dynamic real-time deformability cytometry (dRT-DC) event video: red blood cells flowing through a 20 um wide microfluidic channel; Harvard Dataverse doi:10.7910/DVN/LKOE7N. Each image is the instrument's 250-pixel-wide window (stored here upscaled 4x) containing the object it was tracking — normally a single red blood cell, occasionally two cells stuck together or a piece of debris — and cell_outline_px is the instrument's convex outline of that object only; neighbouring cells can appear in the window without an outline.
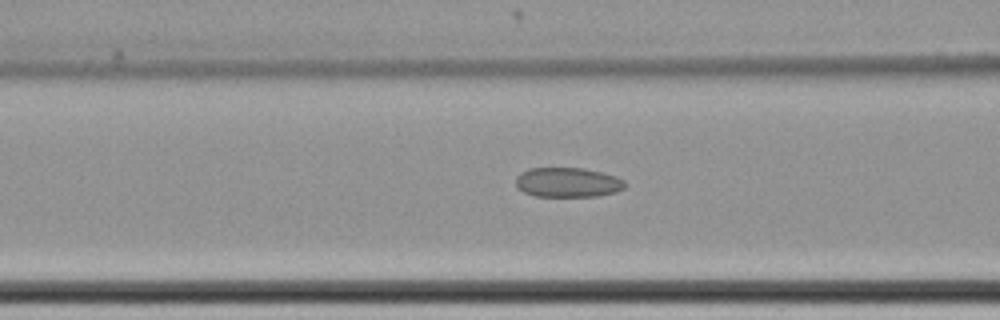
{"species": "common noctule bat (a hibernating species)", "species_latin": "Nyctalus noctula", "temperature_condition": "cold", "stored_images_in_passage": 15, "camera_frame_rate_fps": 3000, "um_per_image_px": 0.085, "animal": {"sex": "female", "body_mass_g": 22.7, "forearm_length_mm": 54.2}, "frame": {"image": 1, "passage_image": 5, "time_ms": 1.333, "image_size_px": [1000, 320], "cell_outline_px": [[628, 184], [624, 188], [616, 192], [596, 196], [536, 196], [524, 192], [516, 188], [516, 176], [520, 172], [528, 168], [584, 168], [616, 176], [624, 180]], "centroid_in_image_um": [48.25, 15.5], "position_along_channel_um": 118.4, "area_um2": 19.02}}
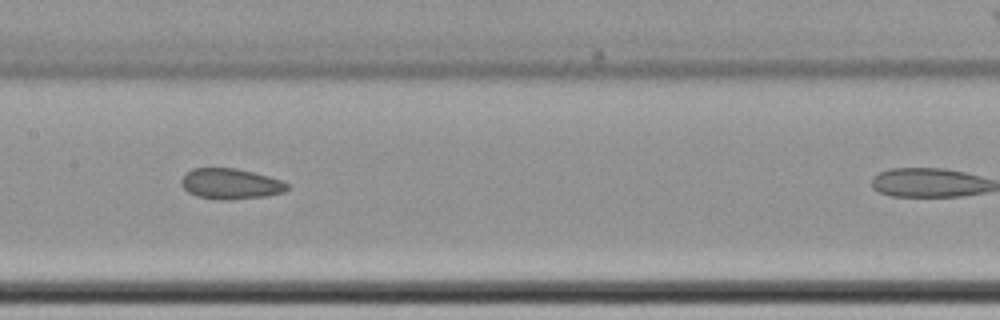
{"frame": {"image": 2, "passage_image": 11, "time_ms": 3.333, "image_size_px": [1000, 320], "cell_outline_px": [[288, 188], [284, 192], [268, 196], [232, 200], [220, 200], [196, 196], [188, 192], [180, 184], [180, 180], [192, 168], [236, 168], [268, 176], [280, 180], [288, 184]], "centroid_in_image_um": [19.59, 15.64], "position_along_channel_um": 187.8, "area_um2": 18.96}}
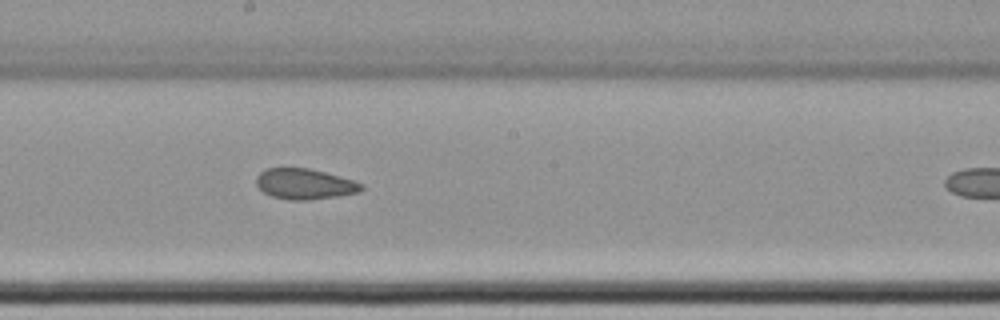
{"frame": {"image": 3, "passage_image": 14, "time_ms": 4.333, "image_size_px": [1000, 320], "cell_outline_px": [[364, 188], [360, 192], [340, 196], [308, 200], [288, 200], [272, 196], [264, 192], [256, 184], [256, 176], [260, 172], [268, 168], [308, 168], [324, 172], [352, 180], [364, 184]], "centroid_in_image_um": [25.91, 15.65], "position_along_channel_um": 222.3, "area_um2": 18.73}}